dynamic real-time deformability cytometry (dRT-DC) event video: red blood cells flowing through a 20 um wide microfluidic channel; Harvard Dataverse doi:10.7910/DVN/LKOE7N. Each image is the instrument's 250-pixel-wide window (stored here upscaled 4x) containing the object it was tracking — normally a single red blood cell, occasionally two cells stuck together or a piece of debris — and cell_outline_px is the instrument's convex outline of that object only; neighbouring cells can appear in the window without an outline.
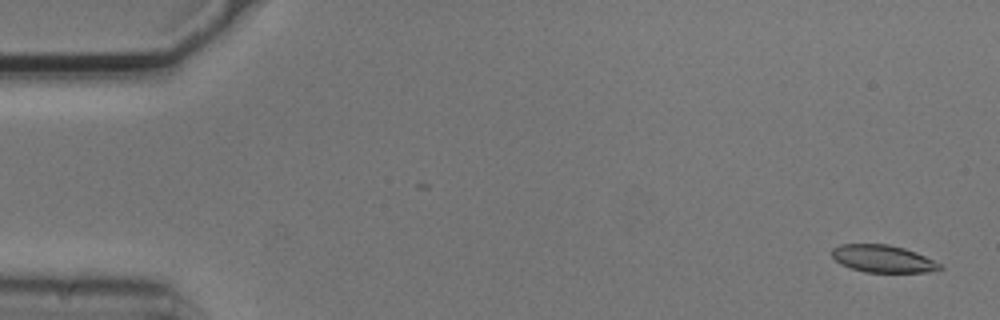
{"species": "common noctule bat (a hibernating species)", "species_latin": "Nyctalus noctula", "temperature_condition": "cold", "stored_images_in_passage": 6, "camera_frame_rate_fps": 3000, "um_per_image_px": 0.085, "animal": {"sex": "male", "body_mass_g": 20.5, "forearm_length_mm": 52.5}, "frame": {"image": 1, "passage_image": 1, "time_ms": 0.0, "image_size_px": [1000, 320], "cell_outline_px": [[944, 268], [928, 272], [864, 272], [840, 264], [832, 256], [832, 248], [840, 244], [888, 244], [904, 248], [916, 252], [940, 264]], "centroid_in_image_um": [75.03, 21.99], "position_along_channel_um": 10.0, "area_um2": 17.11}}
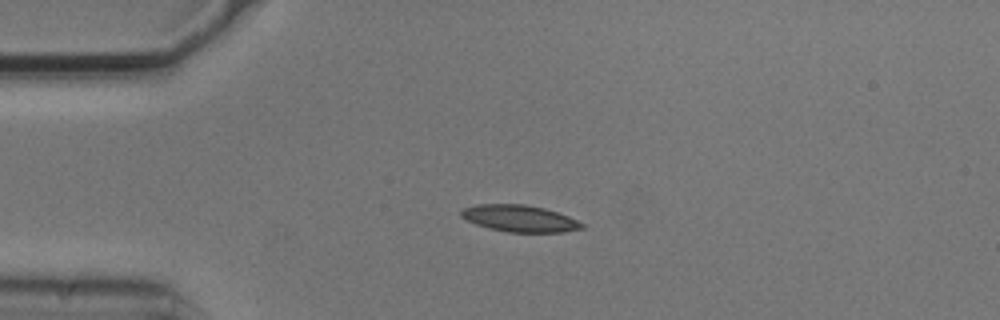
{"frame": {"image": 2, "passage_image": 4, "time_ms": 1.0, "image_size_px": [1000, 320], "cell_outline_px": [[584, 228], [564, 232], [508, 232], [488, 228], [476, 224], [460, 216], [460, 212], [464, 208], [476, 204], [524, 204], [544, 208], [568, 216], [584, 224]], "centroid_in_image_um": [44.16, 18.57], "position_along_channel_um": 40.8, "area_um2": 18.73}}